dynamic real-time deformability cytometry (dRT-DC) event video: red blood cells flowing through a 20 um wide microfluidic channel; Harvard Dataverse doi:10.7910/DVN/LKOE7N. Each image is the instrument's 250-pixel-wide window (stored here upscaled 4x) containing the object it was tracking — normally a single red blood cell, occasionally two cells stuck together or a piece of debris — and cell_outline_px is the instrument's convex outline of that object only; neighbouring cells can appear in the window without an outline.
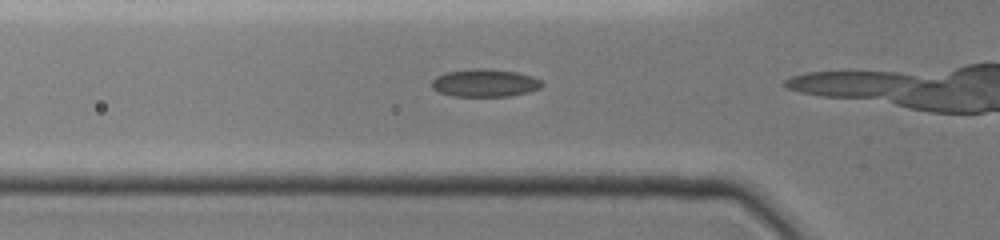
{"species": "common noctule bat (a hibernating species)", "species_latin": "Nyctalus noctula", "temperature_condition": "cold", "stored_images_in_passage": 13, "camera_frame_rate_fps": 3000, "um_per_image_px": 0.085, "animal": {"sex": "female", "body_mass_g": 19.0, "forearm_length_mm": 51.5}, "frame": {"image": 1, "passage_image": 10, "time_ms": 3.0, "image_size_px": [1000, 240], "cell_outline_px": [[544, 84], [540, 88], [528, 92], [508, 96], [452, 96], [440, 92], [432, 88], [432, 80], [436, 76], [448, 72], [472, 68], [484, 68], [516, 72], [532, 76], [540, 80]], "centroid_in_image_um": [41.21, 7.05], "position_along_channel_um": 84.6, "area_um2": 17.74}}